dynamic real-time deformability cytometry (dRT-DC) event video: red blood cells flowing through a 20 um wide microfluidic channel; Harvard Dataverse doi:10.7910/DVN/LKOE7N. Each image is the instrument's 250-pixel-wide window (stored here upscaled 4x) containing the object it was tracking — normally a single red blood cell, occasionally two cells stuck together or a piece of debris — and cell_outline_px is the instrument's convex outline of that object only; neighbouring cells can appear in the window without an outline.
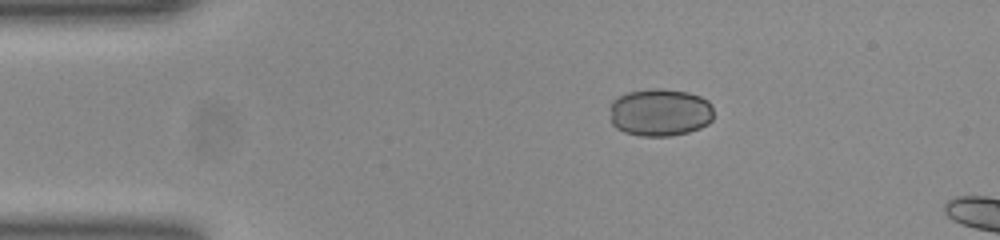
{"species": "common noctule bat (a hibernating species)", "species_latin": "Nyctalus noctula", "temperature_condition": "room temperature", "stored_images_in_passage": 43, "camera_frame_rate_fps": 3000, "um_per_image_px": 0.085, "animal": {"sex": "female", "body_mass_g": 23.0, "forearm_length_mm": 53.4}, "frame": {"image": 1, "passage_image": 1, "time_ms": 0.0, "image_size_px": [1000, 240], "cell_outline_px": [[712, 120], [708, 124], [700, 128], [688, 132], [672, 136], [640, 136], [624, 132], [616, 128], [612, 124], [612, 100], [628, 92], [652, 88], [660, 88], [688, 92], [700, 96], [708, 100], [712, 104]], "centroid_in_image_um": [56.13, 9.56], "position_along_channel_um": 28.9, "area_um2": 28.9}}
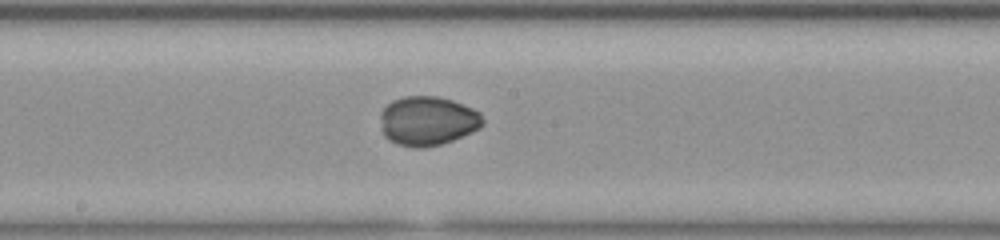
{"frame": {"image": 2, "passage_image": 19, "time_ms": 6.0, "image_size_px": [1000, 240], "cell_outline_px": [[484, 124], [480, 128], [472, 132], [452, 140], [440, 144], [420, 148], [416, 148], [400, 144], [388, 140], [384, 136], [380, 116], [380, 112], [392, 100], [404, 96], [440, 96], [452, 100], [472, 108], [480, 112], [484, 120]], "centroid_in_image_um": [36.36, 10.26], "position_along_channel_um": 211.8, "area_um2": 29.42}}
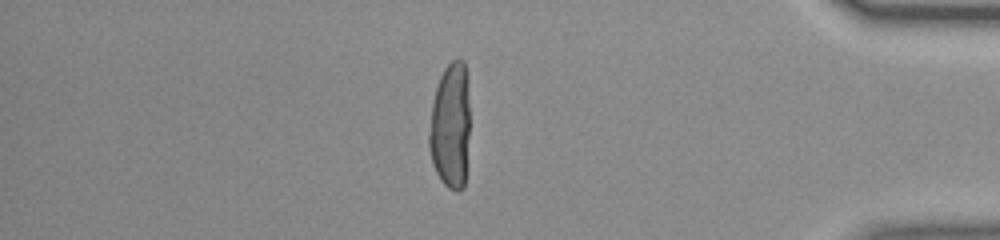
{"frame": {"image": 3, "passage_image": 36, "time_ms": 11.667, "image_size_px": [1000, 240], "cell_outline_px": [[468, 136], [464, 188], [456, 192], [448, 188], [440, 180], [436, 172], [432, 160], [428, 144], [428, 136], [432, 100], [440, 76], [444, 68], [456, 56], [464, 60], [468, 80]], "centroid_in_image_um": [38.28, 10.65], "position_along_channel_um": 396.9, "area_um2": 30.23}}